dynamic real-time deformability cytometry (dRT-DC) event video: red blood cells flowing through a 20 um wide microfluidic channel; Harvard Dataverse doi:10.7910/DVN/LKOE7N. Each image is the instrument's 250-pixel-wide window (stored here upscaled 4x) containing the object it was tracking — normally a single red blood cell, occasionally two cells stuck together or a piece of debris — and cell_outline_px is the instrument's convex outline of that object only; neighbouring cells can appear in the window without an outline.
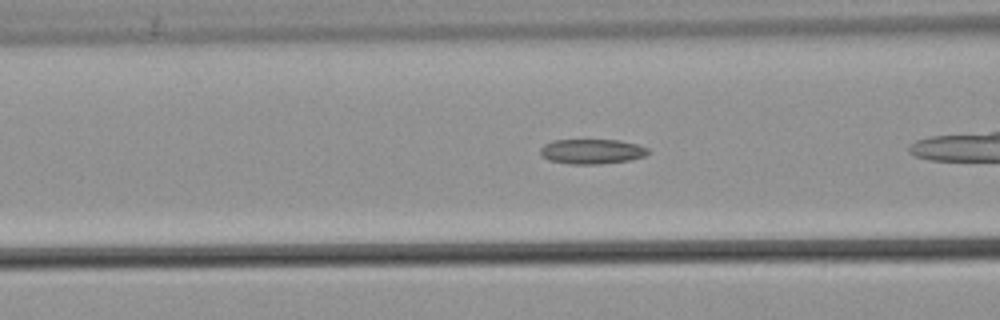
{"species": "common noctule bat (a hibernating species)", "species_latin": "Nyctalus noctula", "temperature_condition": "warm", "stored_images_in_passage": 27, "camera_frame_rate_fps": 3000, "um_per_image_px": 0.085, "animal": {"sex": "male", "body_mass_g": 21.5, "forearm_length_mm": 52.0}, "frame": {"image": 1, "passage_image": 5, "time_ms": 1.333, "image_size_px": [1000, 320], "cell_outline_px": [[648, 152], [644, 156], [628, 160], [600, 164], [572, 164], [548, 160], [540, 156], [540, 148], [544, 144], [552, 140], [620, 140], [636, 144], [648, 148]], "centroid_in_image_um": [50.25, 12.87], "position_along_channel_um": 116.3, "area_um2": 15.61}}
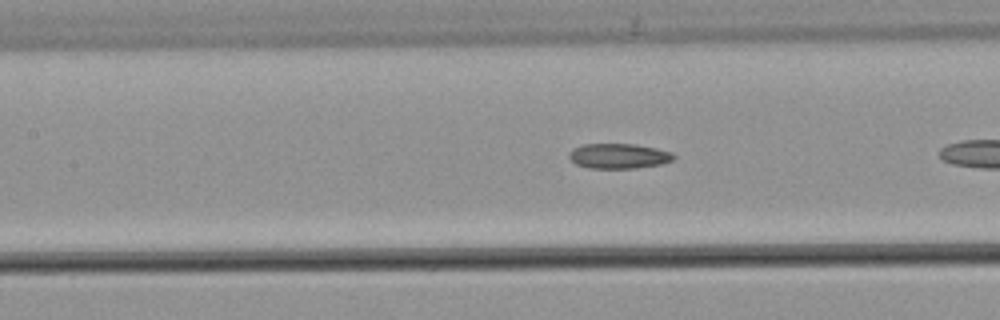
{"frame": {"image": 2, "passage_image": 8, "time_ms": 2.333, "image_size_px": [1000, 320], "cell_outline_px": [[676, 156], [672, 160], [660, 164], [636, 168], [588, 168], [576, 164], [568, 156], [572, 148], [584, 144], [636, 144], [656, 148], [672, 152]], "centroid_in_image_um": [52.59, 13.26], "position_along_channel_um": 154.8, "area_um2": 15.26}}